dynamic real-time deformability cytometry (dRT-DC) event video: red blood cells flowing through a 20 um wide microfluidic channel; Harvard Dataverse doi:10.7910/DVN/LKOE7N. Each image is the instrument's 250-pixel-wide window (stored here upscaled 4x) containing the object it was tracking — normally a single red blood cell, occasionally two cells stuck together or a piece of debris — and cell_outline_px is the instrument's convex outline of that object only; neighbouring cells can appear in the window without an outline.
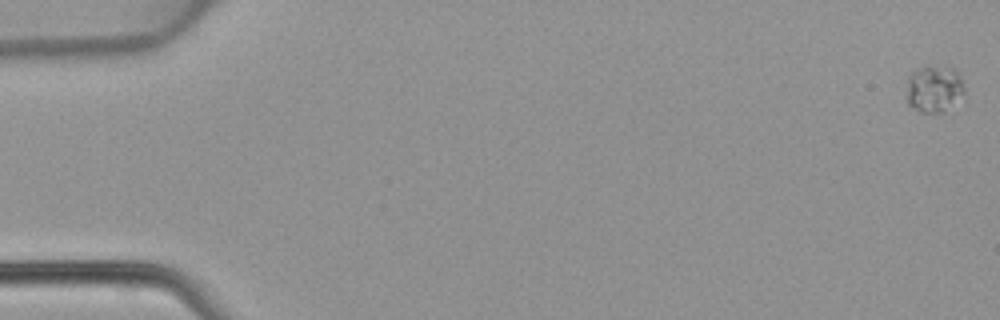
{"species": "common noctule bat (a hibernating species)", "species_latin": "Nyctalus noctula", "temperature_condition": "warm", "stored_images_in_passage": 49, "camera_frame_rate_fps": 3000, "um_per_image_px": 0.085, "animal": {"sex": "female", "body_mass_g": 22.7, "forearm_length_mm": 54.2}, "frame": {"image": 1, "passage_image": 1, "time_ms": 0.0, "image_size_px": [1000, 320], "cell_outline_px": [[964, 92], [944, 112], [920, 112], [912, 108], [908, 104], [908, 76], [916, 68], [944, 64], [956, 68], [960, 76], [964, 88]], "centroid_in_image_um": [79.4, 7.5], "position_along_channel_um": 5.6, "area_um2": 15.9}}
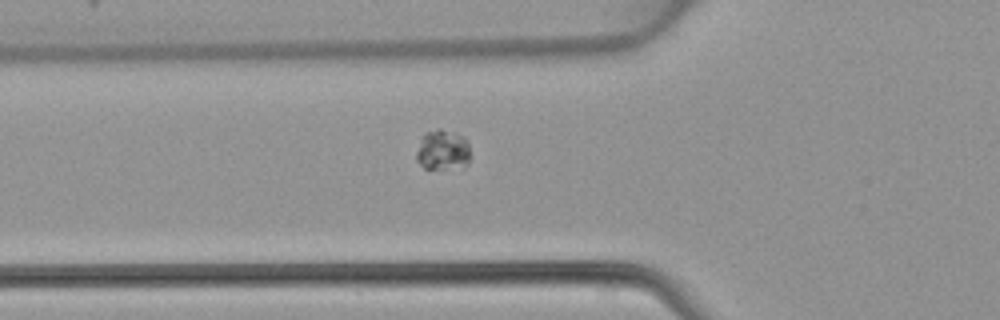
{"frame": {"image": 2, "passage_image": 18, "time_ms": 5.667, "image_size_px": [1000, 320], "cell_outline_px": [[468, 164], [444, 168], [424, 168], [416, 160], [416, 152], [424, 132], [440, 128], [464, 136], [468, 140]], "centroid_in_image_um": [37.6, 12.71], "position_along_channel_um": 88.2, "area_um2": 12.43}}
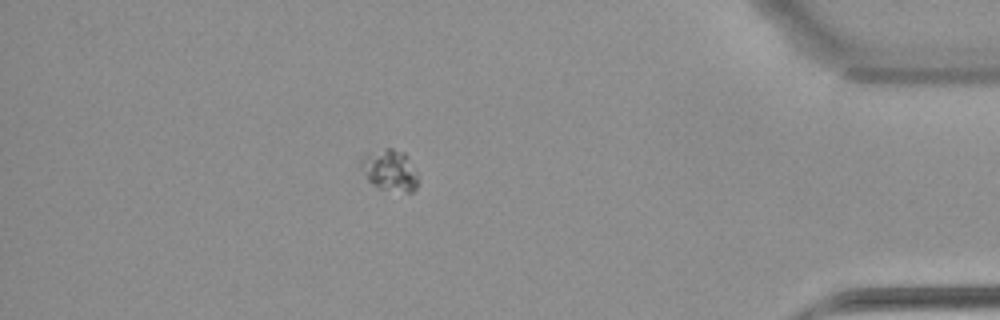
{"frame": {"image": 3, "passage_image": 43, "time_ms": 14.0, "image_size_px": [1000, 320], "cell_outline_px": [[420, 176], [416, 188], [412, 192], [408, 192], [380, 188], [372, 184], [368, 180], [356, 164], [364, 152], [384, 148], [392, 148], [404, 152], [408, 156]], "centroid_in_image_um": [33.09, 14.42], "position_along_channel_um": 402.1, "area_um2": 14.45}}